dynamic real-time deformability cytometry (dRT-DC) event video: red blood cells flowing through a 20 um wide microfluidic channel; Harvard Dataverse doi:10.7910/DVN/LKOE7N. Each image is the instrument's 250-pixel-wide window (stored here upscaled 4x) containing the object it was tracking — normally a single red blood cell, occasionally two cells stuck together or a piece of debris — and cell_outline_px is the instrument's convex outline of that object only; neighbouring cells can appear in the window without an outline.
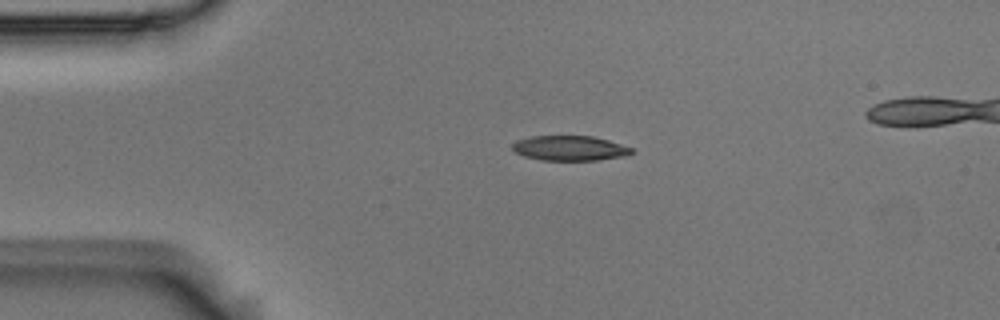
{"species": "Egyptian fruit bat (a non-hibernating species)", "species_latin": "Rousettus aegyptiacus", "temperature_condition": "room temperature", "stored_images_in_passage": 4, "camera_frame_rate_fps": 3000, "um_per_image_px": 0.085, "animal": {"sex": "male"}, "frame": {"image": 1, "passage_image": 3, "time_ms": 0.667, "image_size_px": [1000, 320], "cell_outline_px": [[636, 152], [628, 156], [600, 160], [540, 160], [524, 156], [516, 152], [512, 148], [512, 144], [516, 140], [532, 136], [592, 136], [608, 140], [636, 148]], "centroid_in_image_um": [48.51, 12.6], "position_along_channel_um": 36.5, "area_um2": 17.63}}